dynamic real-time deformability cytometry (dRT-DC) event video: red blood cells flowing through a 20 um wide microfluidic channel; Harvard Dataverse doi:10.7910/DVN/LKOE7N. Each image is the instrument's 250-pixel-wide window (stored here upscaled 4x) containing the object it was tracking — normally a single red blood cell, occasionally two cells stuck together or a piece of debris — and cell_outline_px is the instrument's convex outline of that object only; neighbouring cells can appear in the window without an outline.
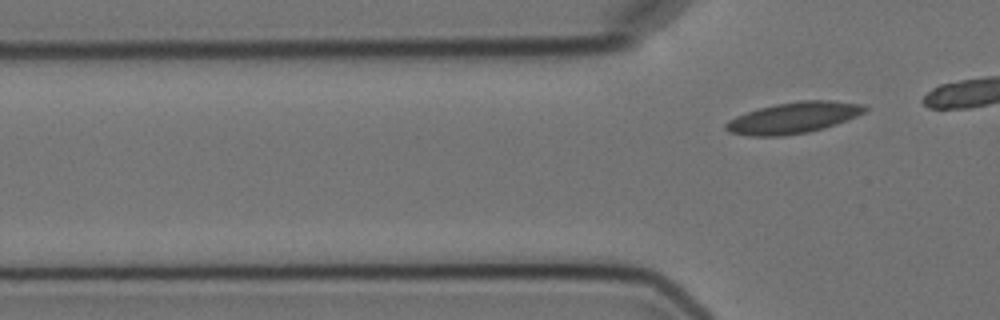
{"species": "Egyptian fruit bat (a non-hibernating species)", "species_latin": "Rousettus aegyptiacus", "temperature_condition": "cold", "stored_images_in_passage": 4, "segment_of_instrument_passage": [2, 2], "camera_frame_rate_fps": 3000, "um_per_image_px": 0.085, "animal": {"sex": "female"}, "frame": {"image": 1, "passage_image": 4, "time_ms": 4.0, "image_size_px": [1000, 320], "cell_outline_px": [[868, 108], [864, 112], [856, 116], [836, 124], [824, 128], [808, 132], [784, 136], [752, 136], [728, 132], [724, 128], [724, 124], [728, 120], [736, 116], [760, 108], [776, 104], [800, 100], [828, 100], [864, 104]], "centroid_in_image_um": [67.43, 10.01], "position_along_channel_um": 58.4, "area_um2": 25.2}}